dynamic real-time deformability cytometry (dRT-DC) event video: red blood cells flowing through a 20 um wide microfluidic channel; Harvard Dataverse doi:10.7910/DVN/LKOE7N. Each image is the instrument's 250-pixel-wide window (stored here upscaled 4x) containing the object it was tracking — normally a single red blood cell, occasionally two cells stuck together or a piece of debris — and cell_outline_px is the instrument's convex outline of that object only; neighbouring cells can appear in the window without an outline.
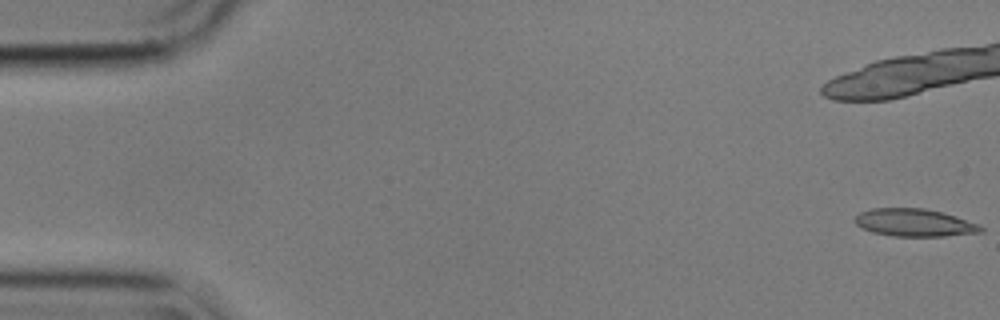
{"species": "common noctule bat (a hibernating species)", "species_latin": "Nyctalus noctula", "temperature_condition": "cold", "stored_images_in_passage": 5, "camera_frame_rate_fps": 3000, "um_per_image_px": 0.085, "animal": {"sex": "male", "body_mass_g": 17.9}, "frame": {"image": 1, "passage_image": 1, "time_ms": 0.0, "image_size_px": [1000, 320], "cell_outline_px": [[984, 232], [944, 236], [892, 236], [872, 232], [856, 224], [852, 220], [860, 212], [872, 208], [924, 208], [956, 216], [980, 224], [984, 228]], "centroid_in_image_um": [77.74, 18.93], "position_along_channel_um": 7.3, "area_um2": 20.35}}